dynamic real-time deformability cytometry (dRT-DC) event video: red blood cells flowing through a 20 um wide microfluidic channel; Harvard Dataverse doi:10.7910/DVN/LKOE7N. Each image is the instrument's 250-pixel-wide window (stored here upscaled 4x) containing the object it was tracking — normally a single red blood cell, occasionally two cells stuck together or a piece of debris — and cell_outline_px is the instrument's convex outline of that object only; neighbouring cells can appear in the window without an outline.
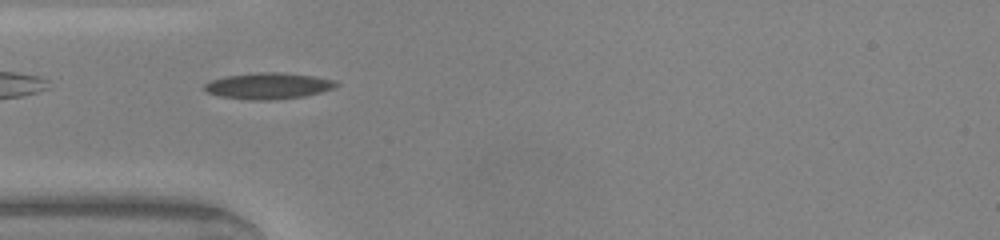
{"species": "common noctule bat (a hibernating species)", "species_latin": "Nyctalus noctula", "temperature_condition": "warm", "stored_images_in_passage": 30, "camera_frame_rate_fps": 3000, "um_per_image_px": 0.085, "animal": {"sex": "male", "body_mass_g": 20.0, "forearm_length_mm": 53.3}, "frame": {"image": 1, "passage_image": 3, "time_ms": 0.667, "image_size_px": [1000, 240], "cell_outline_px": [[340, 84], [336, 88], [304, 96], [272, 100], [248, 100], [220, 96], [208, 92], [204, 88], [204, 84], [212, 80], [224, 76], [260, 72], [280, 72], [312, 76], [336, 80]], "centroid_in_image_um": [22.84, 7.3], "position_along_channel_um": 62.2, "area_um2": 20.17}}
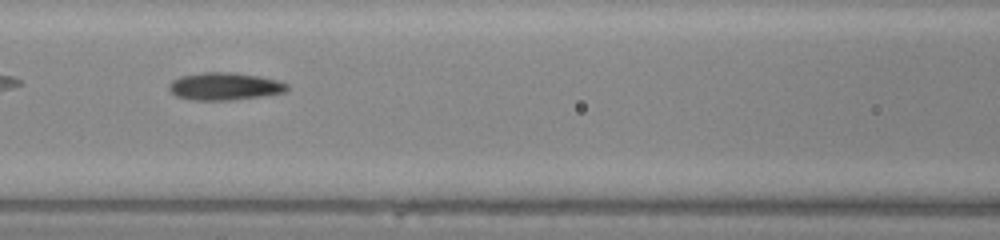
{"frame": {"image": 2, "passage_image": 9, "time_ms": 2.667, "image_size_px": [1000, 240], "cell_outline_px": [[288, 88], [284, 92], [264, 96], [232, 100], [192, 100], [176, 96], [168, 88], [168, 84], [172, 80], [180, 76], [204, 72], [232, 72], [256, 76], [276, 80], [288, 84]], "centroid_in_image_um": [19.06, 7.34], "position_along_channel_um": 147.5, "area_um2": 18.9}}
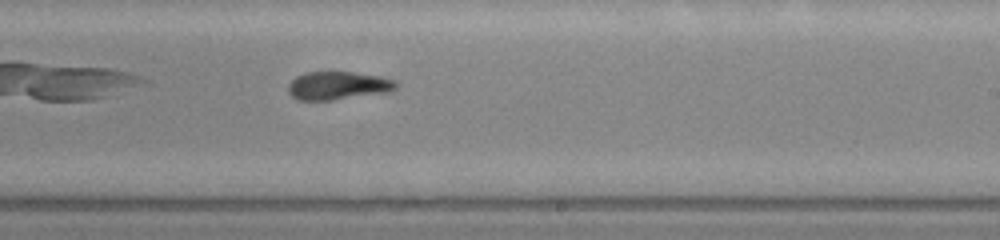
{"frame": {"image": 3, "passage_image": 17, "time_ms": 5.333, "image_size_px": [1000, 240], "cell_outline_px": [[396, 88], [388, 92], [332, 100], [296, 100], [288, 92], [288, 84], [296, 76], [304, 72], [352, 72], [380, 76], [396, 80]], "centroid_in_image_um": [28.7, 7.27], "position_along_channel_um": 260.3, "area_um2": 17.74}, "authors_computed_cell_mechanics": {"area_um2": 18.5827, "velocity_mm_per_s": 4.2583, "shape_relaxation_time_tau1_ms": 5.585, "shape_relaxation_time_tau2_ms": 3.555, "deformation_change_tau1": 0.1665, "deformation_change_tau2": 0.1207}}